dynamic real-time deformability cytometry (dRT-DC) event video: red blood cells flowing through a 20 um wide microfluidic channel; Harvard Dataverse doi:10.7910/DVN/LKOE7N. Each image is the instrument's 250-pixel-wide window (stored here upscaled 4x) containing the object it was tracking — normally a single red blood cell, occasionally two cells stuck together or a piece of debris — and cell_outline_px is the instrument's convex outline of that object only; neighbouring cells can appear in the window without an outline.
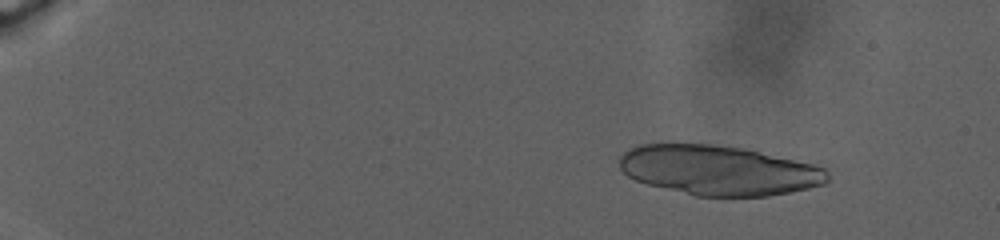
{"species": "human", "species_latin": "Homo sapiens", "temperature_condition": "warm", "stored_images_in_passage": 33, "camera_frame_rate_fps": 3000, "um_per_image_px": 0.085, "donor": {"sex": "male"}, "frame": {"image": 1, "passage_image": 15, "time_ms": 3.667, "image_size_px": [1000, 240], "cell_outline_px": [[828, 180], [824, 184], [808, 188], [768, 196], [696, 196], [648, 184], [636, 180], [628, 176], [620, 168], [620, 156], [628, 148], [636, 144], [712, 144], [744, 148], [820, 160], [828, 172]], "centroid_in_image_um": [61.26, 14.44], "position_along_channel_um": 23.7, "area_um2": 61.9}}
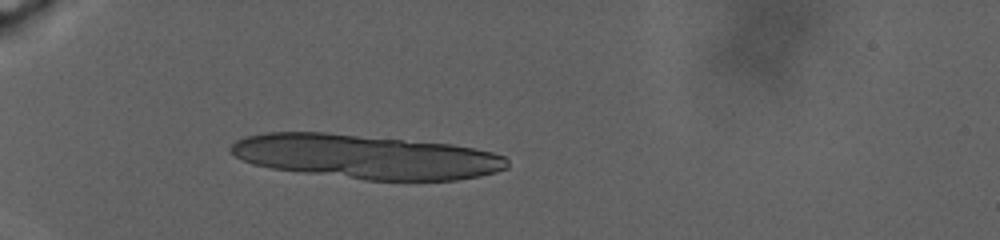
{"frame": {"image": 2, "passage_image": 28, "time_ms": 9.667, "image_size_px": [1000, 240], "cell_outline_px": [[508, 168], [496, 172], [480, 176], [456, 180], [364, 180], [272, 168], [252, 164], [236, 156], [228, 148], [236, 140], [244, 136], [268, 132], [324, 132], [452, 144], [476, 148], [492, 152], [504, 156], [508, 160]], "centroid_in_image_um": [31.12, 13.31], "position_along_channel_um": 53.9, "area_um2": 71.15}}